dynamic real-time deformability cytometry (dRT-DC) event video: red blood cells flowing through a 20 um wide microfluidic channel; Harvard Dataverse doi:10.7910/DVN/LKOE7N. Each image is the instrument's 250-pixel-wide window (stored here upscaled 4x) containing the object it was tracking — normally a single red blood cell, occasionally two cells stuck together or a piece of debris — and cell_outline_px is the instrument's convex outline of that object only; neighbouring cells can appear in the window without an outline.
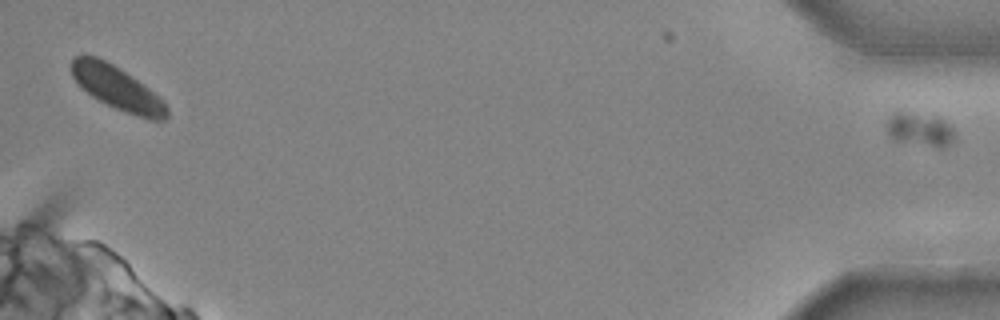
{"species": "common noctule bat (a hibernating species)", "species_latin": "Nyctalus noctula", "temperature_condition": "cold", "stored_images_in_passage": 25, "segment_of_instrument_passage": [2, 2], "camera_frame_rate_fps": 3000, "um_per_image_px": 0.085, "animal": {"sex": "male", "body_mass_g": 20.4}, "frame": {"image": 1, "passage_image": 25, "time_ms": 8.0, "image_size_px": [1000, 320], "cell_outline_px": [[952, 140], [948, 144], [940, 148], [936, 148], [896, 140], [888, 132], [888, 120], [892, 112], [896, 108], [900, 108], [936, 116], [948, 124], [952, 128]], "centroid_in_image_um": [78.13, 10.93], "position_along_channel_um": 357.1, "area_um2": 13.47}}